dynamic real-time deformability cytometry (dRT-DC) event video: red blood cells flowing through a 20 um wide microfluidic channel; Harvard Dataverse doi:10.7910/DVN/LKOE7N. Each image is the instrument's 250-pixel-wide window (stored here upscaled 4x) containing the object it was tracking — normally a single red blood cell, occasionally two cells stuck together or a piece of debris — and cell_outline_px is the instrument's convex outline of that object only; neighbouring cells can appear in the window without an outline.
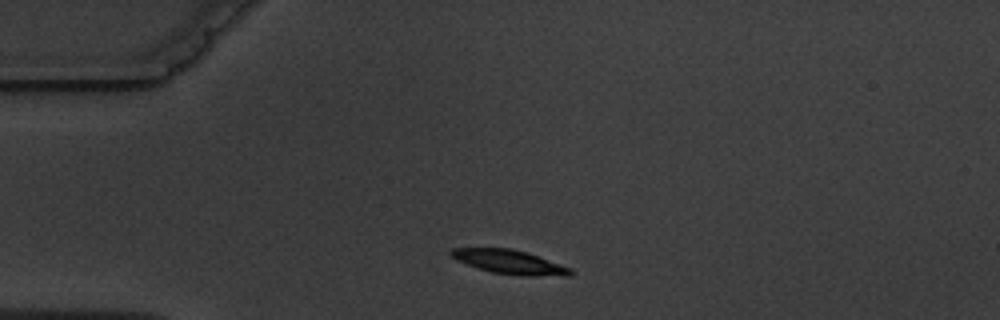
{"species": "common noctule bat (a hibernating species)", "species_latin": "Nyctalus noctula", "temperature_condition": "warm", "stored_images_in_passage": 2, "camera_frame_rate_fps": 3000, "um_per_image_px": 0.085, "animal": {"sex": "male", "body_mass_g": 19.5, "forearm_length_mm": 54.6}, "frame": {"image": 1, "passage_image": 1, "time_ms": 0.0, "image_size_px": [1000, 320], "cell_outline_px": [[572, 276], [524, 276], [492, 272], [468, 264], [452, 256], [448, 252], [452, 248], [512, 248], [528, 252], [572, 268]], "centroid_in_image_um": [43.4, 22.26], "position_along_channel_um": 41.6, "area_um2": 16.65}}